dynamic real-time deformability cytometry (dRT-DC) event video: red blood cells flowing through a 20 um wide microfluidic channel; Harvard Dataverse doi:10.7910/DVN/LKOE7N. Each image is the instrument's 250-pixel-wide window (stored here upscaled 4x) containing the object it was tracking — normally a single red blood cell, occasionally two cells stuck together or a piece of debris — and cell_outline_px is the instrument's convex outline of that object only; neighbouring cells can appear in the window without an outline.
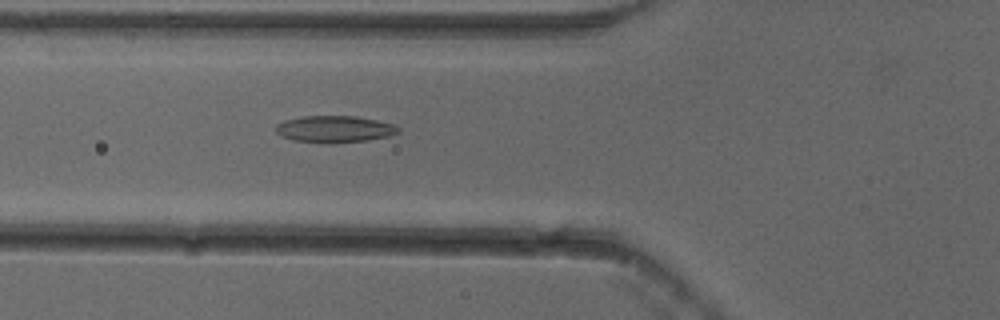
{"species": "common noctule bat (a hibernating species)", "species_latin": "Nyctalus noctula", "temperature_condition": "cold", "stored_images_in_passage": 39, "camera_frame_rate_fps": 3000, "um_per_image_px": 0.085, "animal": {"sex": "female"}, "frame": {"image": 1, "passage_image": 6, "time_ms": 1.667, "image_size_px": [1000, 320], "cell_outline_px": [[400, 132], [388, 136], [368, 140], [332, 144], [292, 140], [280, 136], [276, 132], [276, 124], [284, 120], [304, 116], [356, 116], [396, 124], [400, 128]], "centroid_in_image_um": [28.44, 10.98], "position_along_channel_um": 97.4, "area_um2": 19.36}}
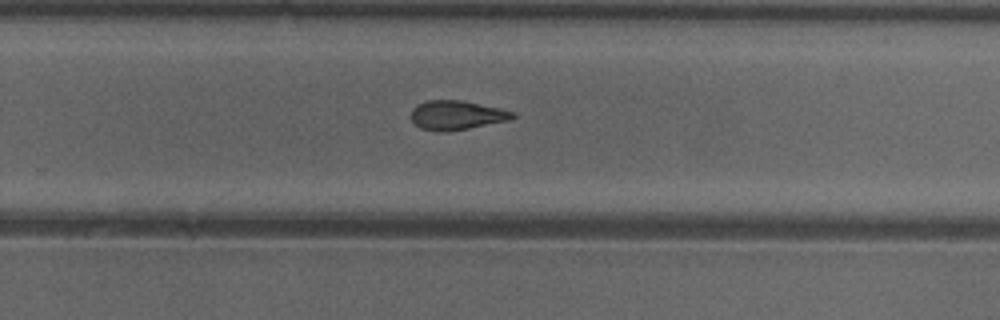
{"frame": {"image": 2, "passage_image": 21, "time_ms": 6.667, "image_size_px": [1000, 320], "cell_outline_px": [[516, 116], [512, 120], [468, 128], [444, 132], [440, 132], [420, 128], [412, 120], [412, 108], [416, 104], [428, 100], [464, 100], [500, 108], [516, 112]], "centroid_in_image_um": [38.85, 9.78], "position_along_channel_um": 290.9, "area_um2": 17.46}}
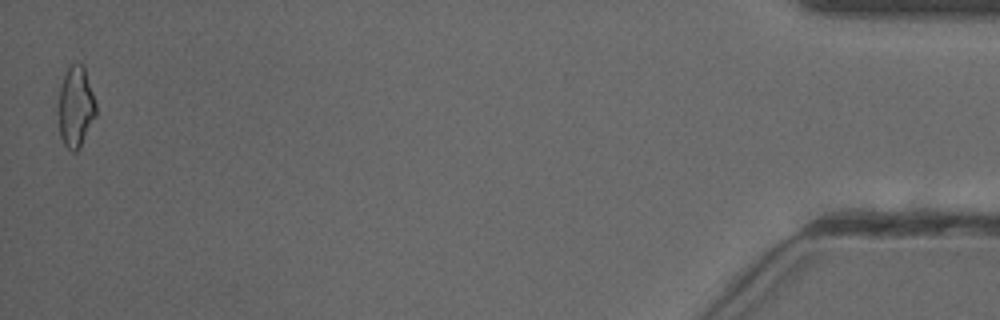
{"frame": {"image": 3, "passage_image": 39, "time_ms": 12.667, "image_size_px": [1000, 320], "cell_outline_px": [[96, 116], [80, 148], [76, 152], [72, 152], [64, 144], [60, 136], [56, 112], [56, 104], [60, 88], [64, 76], [68, 68], [72, 64], [80, 64], [84, 68], [96, 104]], "centroid_in_image_um": [6.39, 9.15], "position_along_channel_um": 428.8, "area_um2": 17.98}, "authors_computed_cell_mechanics": {"area_um2": 17.6868, "velocity_mm_per_s": 3.8641, "shape_relaxation_time_tau1_ms": 11.0877, "shape_relaxation_time_tau2_ms": 1.7389, "deformation_change_tau1": 0.2163, "deformation_change_tau2": 0.0907}}